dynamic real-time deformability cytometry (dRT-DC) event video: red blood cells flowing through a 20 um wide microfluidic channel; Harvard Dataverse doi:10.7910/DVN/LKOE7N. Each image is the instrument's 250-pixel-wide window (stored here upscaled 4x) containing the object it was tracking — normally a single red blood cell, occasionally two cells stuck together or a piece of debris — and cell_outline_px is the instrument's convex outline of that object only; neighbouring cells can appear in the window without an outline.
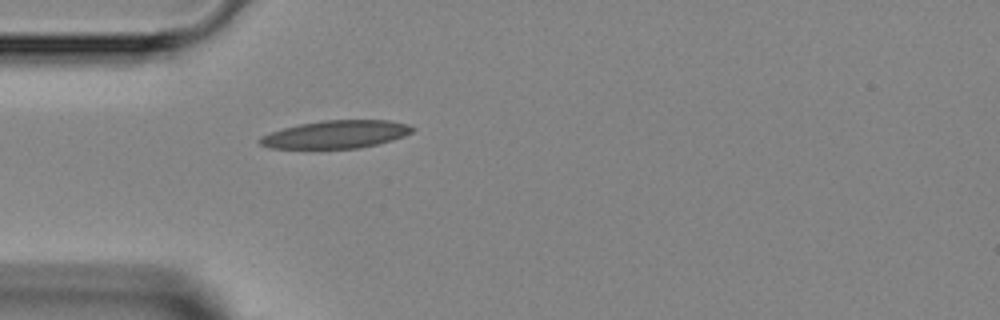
{"species": "Egyptian fruit bat (a non-hibernating species)", "species_latin": "Rousettus aegyptiacus", "temperature_condition": "room temperature", "stored_images_in_passage": 4, "camera_frame_rate_fps": 3000, "um_per_image_px": 0.085, "animal": {"sex": "female"}, "frame": {"image": 1, "passage_image": 4, "time_ms": 4.0, "image_size_px": [1000, 320], "cell_outline_px": [[416, 128], [412, 132], [404, 136], [392, 140], [376, 144], [356, 148], [268, 148], [260, 144], [260, 136], [284, 128], [300, 124], [324, 120], [388, 120], [408, 124]], "centroid_in_image_um": [28.58, 11.41], "position_along_channel_um": 56.4, "area_um2": 24.51}}